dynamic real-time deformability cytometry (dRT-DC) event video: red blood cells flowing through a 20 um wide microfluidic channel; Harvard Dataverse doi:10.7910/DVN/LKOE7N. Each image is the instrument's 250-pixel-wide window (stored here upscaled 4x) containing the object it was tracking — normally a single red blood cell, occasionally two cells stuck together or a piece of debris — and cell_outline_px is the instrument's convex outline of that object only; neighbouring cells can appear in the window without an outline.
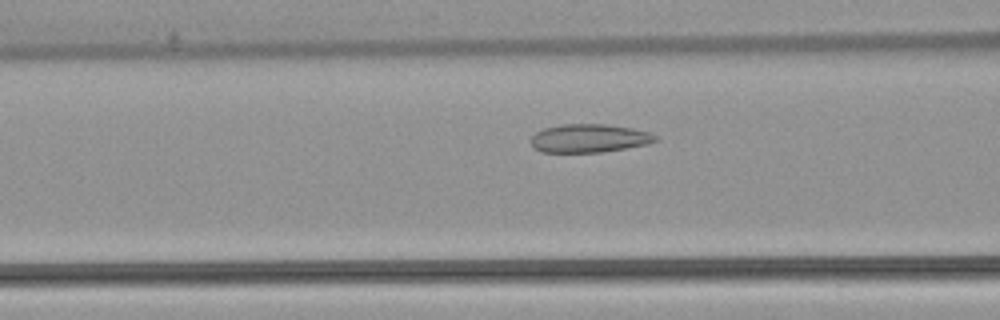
{"species": "common noctule bat (a hibernating species)", "species_latin": "Nyctalus noctula", "temperature_condition": "warm", "stored_images_in_passage": 34, "camera_frame_rate_fps": 3000, "um_per_image_px": 0.085, "animal": {"sex": "female", "body_mass_g": 22.7, "forearm_length_mm": 54.2}, "frame": {"image": 1, "passage_image": 12, "time_ms": 3.667, "image_size_px": [1000, 320], "cell_outline_px": [[656, 140], [648, 144], [600, 152], [540, 152], [532, 148], [528, 140], [536, 132], [544, 128], [560, 124], [604, 124], [632, 128], [648, 132], [656, 136]], "centroid_in_image_um": [49.99, 11.75], "position_along_channel_um": 116.6, "area_um2": 20.63}}
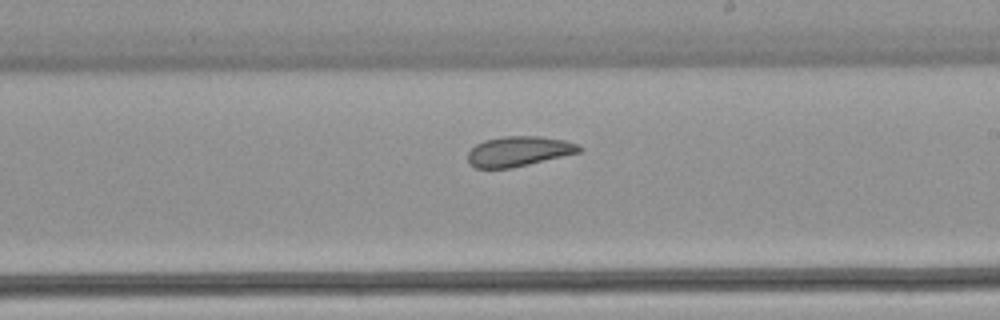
{"frame": {"image": 2, "passage_image": 22, "time_ms": 7.0, "image_size_px": [1000, 320], "cell_outline_px": [[584, 148], [580, 152], [512, 168], [476, 168], [468, 164], [468, 152], [476, 144], [484, 140], [504, 136], [540, 136], [564, 140], [576, 144]], "centroid_in_image_um": [44.07, 12.86], "position_along_channel_um": 244.9, "area_um2": 19.48}}
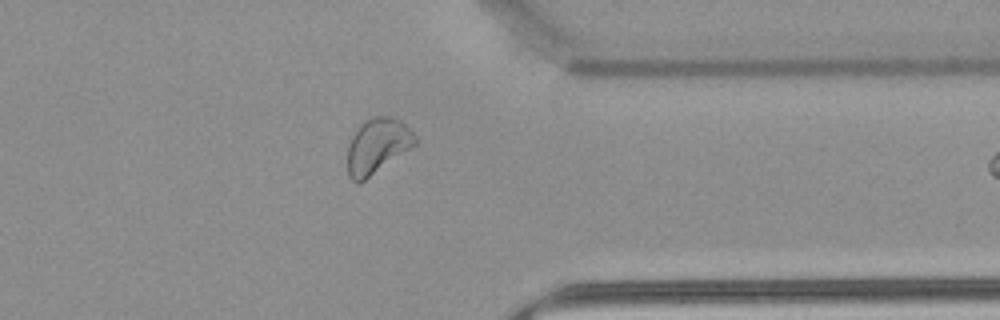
{"frame": {"image": 3, "passage_image": 33, "time_ms": 10.667, "image_size_px": [1000, 320], "cell_outline_px": [[416, 144], [360, 184], [356, 184], [348, 176], [348, 140], [356, 128], [364, 120], [376, 116], [392, 116], [400, 120], [416, 136]], "centroid_in_image_um": [32.03, 12.41], "position_along_channel_um": 379.4, "area_um2": 21.91}}